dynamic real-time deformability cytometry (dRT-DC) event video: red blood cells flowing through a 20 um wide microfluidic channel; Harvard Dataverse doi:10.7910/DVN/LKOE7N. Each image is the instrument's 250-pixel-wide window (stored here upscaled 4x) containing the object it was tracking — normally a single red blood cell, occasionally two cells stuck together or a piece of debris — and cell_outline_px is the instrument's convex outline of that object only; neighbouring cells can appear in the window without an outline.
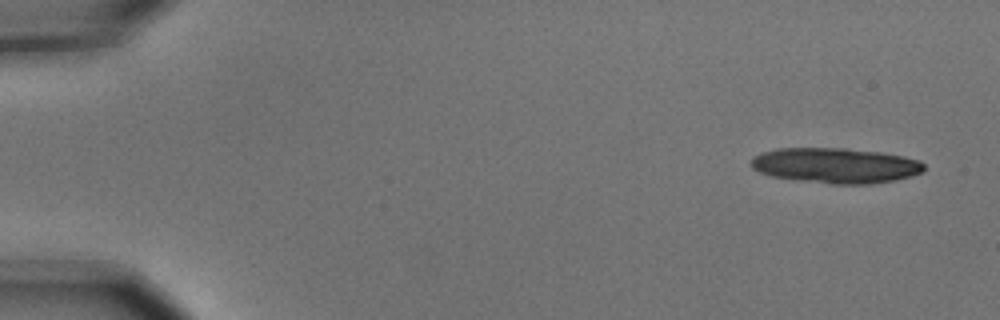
{"species": "common noctule bat (a hibernating species)", "species_latin": "Nyctalus noctula", "temperature_condition": "cold", "stored_images_in_passage": 6, "camera_frame_rate_fps": 3000, "um_per_image_px": 0.085, "animal": {"sex": "male", "body_mass_g": 15.6}, "frame": {"image": 1, "passage_image": 1, "time_ms": 0.0, "image_size_px": [1000, 320], "cell_outline_px": [[924, 172], [912, 176], [896, 180], [872, 184], [832, 184], [772, 176], [760, 172], [752, 168], [752, 156], [776, 148], [844, 148], [880, 152], [904, 156], [920, 160], [924, 164]], "centroid_in_image_um": [71.08, 14.06], "position_along_channel_um": 13.9, "area_um2": 35.6}}
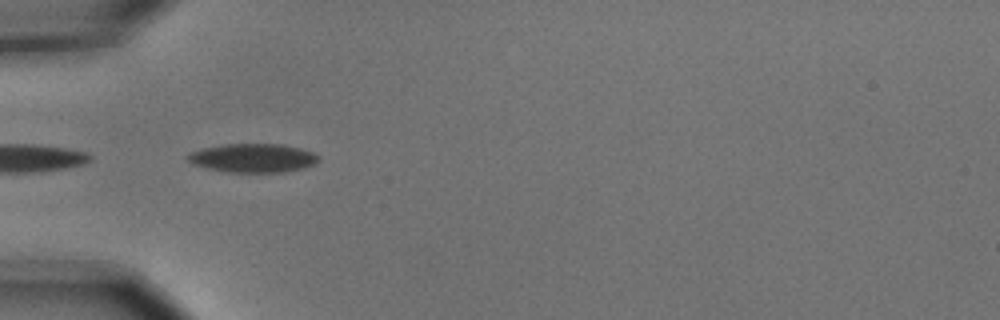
{"frame": {"image": 2, "passage_image": 5, "time_ms": 1.333, "image_size_px": [1000, 320], "cell_outline_px": [[320, 160], [304, 168], [284, 172], [224, 172], [204, 168], [192, 164], [184, 156], [192, 152], [204, 148], [228, 144], [280, 144], [300, 148], [312, 152], [320, 156]], "centroid_in_image_um": [21.49, 13.44], "position_along_channel_um": 63.5, "area_um2": 21.96}}
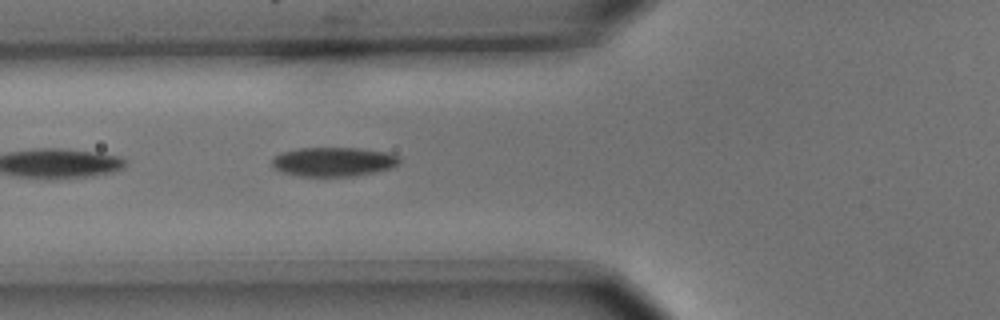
{"frame": {"image": 3, "passage_image": 6, "time_ms": 1.667, "image_size_px": [1000, 320], "cell_outline_px": [[400, 164], [392, 168], [356, 176], [300, 176], [280, 172], [272, 168], [272, 156], [280, 152], [300, 148], [360, 148], [388, 152], [400, 156]], "centroid_in_image_um": [28.34, 13.75], "position_along_channel_um": 97.5, "area_um2": 22.08}}